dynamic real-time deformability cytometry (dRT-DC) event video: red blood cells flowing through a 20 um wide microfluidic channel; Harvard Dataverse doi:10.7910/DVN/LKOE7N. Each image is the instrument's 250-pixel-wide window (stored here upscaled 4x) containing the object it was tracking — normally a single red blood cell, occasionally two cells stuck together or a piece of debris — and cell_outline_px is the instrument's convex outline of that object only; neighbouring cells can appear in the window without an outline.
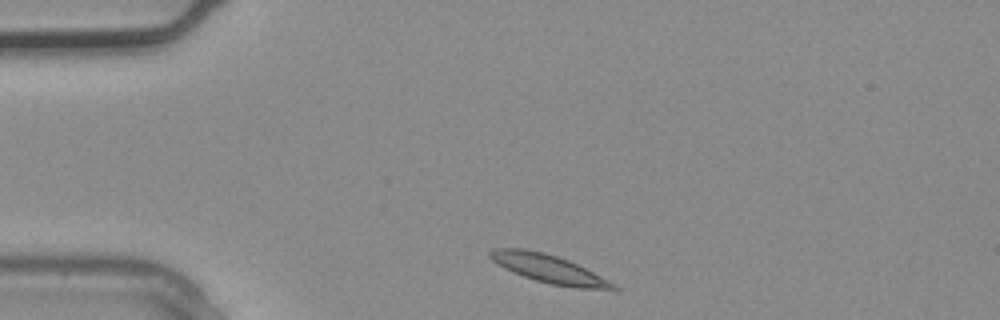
{"species": "common noctule bat (a hibernating species)", "species_latin": "Nyctalus noctula", "temperature_condition": "warm", "stored_images_in_passage": 1, "camera_frame_rate_fps": 3000, "um_per_image_px": 0.085, "animal": {"sex": "male", "body_mass_g": 20.4}, "frame": {"image": 1, "passage_image": 1, "time_ms": 0.0, "image_size_px": [1000, 320], "cell_outline_px": [[620, 288], [576, 288], [552, 284], [536, 280], [524, 276], [504, 268], [496, 264], [488, 256], [488, 252], [492, 248], [524, 248], [544, 252], [568, 260], [616, 284]], "centroid_in_image_um": [46.55, 22.81], "position_along_channel_um": 38.5, "area_um2": 19.88}}